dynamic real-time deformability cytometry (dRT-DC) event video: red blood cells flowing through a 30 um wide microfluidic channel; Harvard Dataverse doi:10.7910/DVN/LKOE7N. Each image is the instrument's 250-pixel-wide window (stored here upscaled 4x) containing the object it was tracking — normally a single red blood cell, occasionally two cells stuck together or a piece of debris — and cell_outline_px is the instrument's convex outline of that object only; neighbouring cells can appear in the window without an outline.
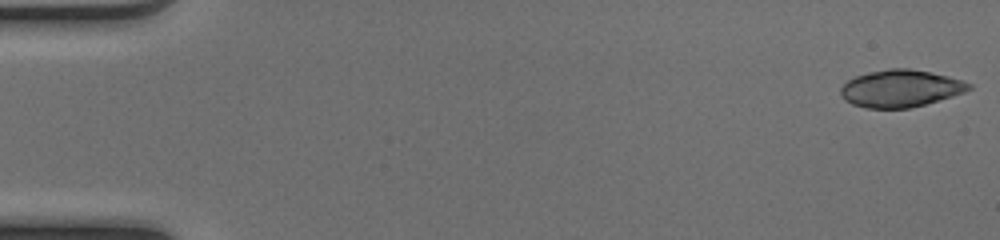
{"species": "common noctule bat (a hibernating species)", "species_latin": "Nyctalus noctula", "temperature_condition": "cold", "stored_images_in_passage": 50, "camera_frame_rate_fps": 3000, "um_per_image_px": 0.085, "animal": {"sex": "female", "body_mass_g": 17.0, "forearm_length_mm": 48.0}, "frame": {"image": 1, "passage_image": 1, "time_ms": 0.0, "image_size_px": [1000, 240], "cell_outline_px": [[972, 88], [964, 92], [952, 96], [924, 104], [908, 108], [864, 108], [852, 104], [844, 100], [840, 92], [840, 88], [848, 80], [856, 76], [868, 72], [888, 68], [908, 68], [948, 76], [972, 84]], "centroid_in_image_um": [76.51, 7.52], "position_along_channel_um": 8.5, "area_um2": 27.63}}
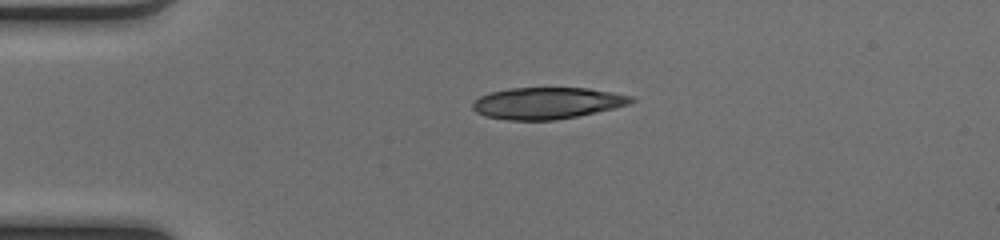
{"frame": {"image": 2, "passage_image": 12, "time_ms": 3.667, "image_size_px": [1000, 240], "cell_outline_px": [[636, 100], [628, 104], [596, 112], [556, 120], [508, 120], [484, 116], [476, 112], [472, 108], [472, 104], [480, 96], [488, 92], [508, 88], [588, 88], [612, 92], [632, 96]], "centroid_in_image_um": [46.46, 8.76], "position_along_channel_um": 38.5, "area_um2": 29.13}}